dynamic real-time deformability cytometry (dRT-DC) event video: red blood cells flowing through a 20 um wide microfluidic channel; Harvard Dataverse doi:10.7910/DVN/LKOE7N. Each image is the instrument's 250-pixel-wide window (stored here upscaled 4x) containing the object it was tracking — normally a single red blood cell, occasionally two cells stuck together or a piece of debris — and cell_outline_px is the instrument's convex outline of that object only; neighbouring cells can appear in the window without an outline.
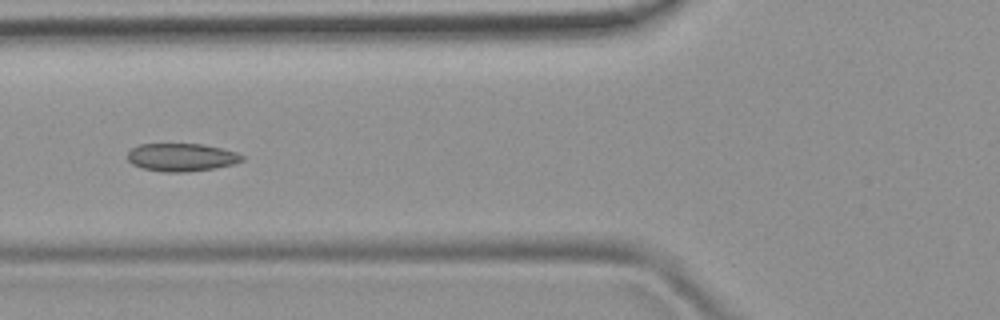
{"species": "common noctule bat (a hibernating species)", "species_latin": "Nyctalus noctula", "temperature_condition": "room temperature", "stored_images_in_passage": 5, "camera_frame_rate_fps": 3000, "um_per_image_px": 0.085, "animal": {"sex": "female", "body_mass_g": 19.9}, "frame": {"image": 1, "passage_image": 5, "time_ms": 5.0, "image_size_px": [1000, 320], "cell_outline_px": [[244, 160], [232, 164], [216, 168], [184, 172], [164, 172], [144, 168], [132, 164], [128, 160], [128, 152], [136, 144], [204, 144], [224, 148], [236, 152], [244, 156]], "centroid_in_image_um": [15.44, 13.36], "position_along_channel_um": 110.4, "area_um2": 18.73}}